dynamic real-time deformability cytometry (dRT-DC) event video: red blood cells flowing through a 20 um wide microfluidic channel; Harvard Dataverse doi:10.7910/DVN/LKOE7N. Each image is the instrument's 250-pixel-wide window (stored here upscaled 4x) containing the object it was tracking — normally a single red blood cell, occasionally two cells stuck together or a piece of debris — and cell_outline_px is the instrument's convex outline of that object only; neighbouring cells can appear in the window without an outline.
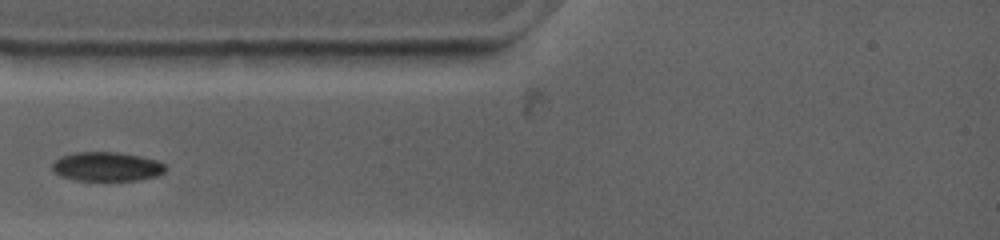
{"species": "common noctule bat (a hibernating species)", "species_latin": "Nyctalus noctula", "temperature_condition": "warm", "stored_images_in_passage": 40, "camera_frame_rate_fps": 4500, "um_per_image_px": 0.085, "animal": {"sex": "female", "body_mass_g": 19.0, "forearm_length_mm": 53.3}, "frame": {"image": 1, "passage_image": 1, "time_ms": 0.0, "image_size_px": [1000, 240], "cell_outline_px": [[164, 172], [156, 176], [136, 180], [76, 180], [60, 176], [52, 168], [52, 164], [60, 156], [72, 152], [120, 152], [140, 156], [156, 160], [164, 164]], "centroid_in_image_um": [9.05, 14.15], "position_along_channel_um": 76.0, "area_um2": 19.13}}
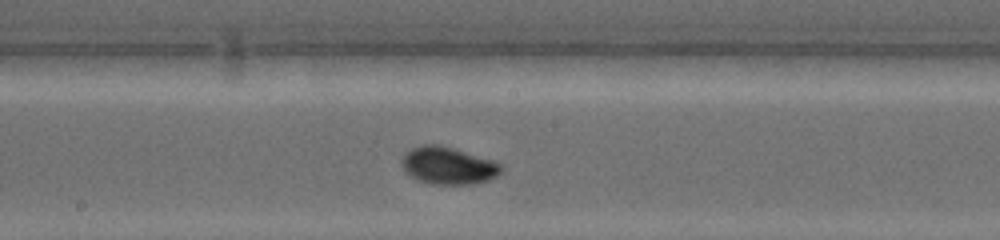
{"frame": {"image": 2, "passage_image": 23, "time_ms": 3.556, "image_size_px": [1000, 240], "cell_outline_px": [[500, 172], [496, 176], [488, 180], [472, 184], [432, 184], [416, 180], [404, 172], [400, 164], [400, 160], [404, 152], [420, 144], [440, 144], [500, 164]], "centroid_in_image_um": [37.96, 14.08], "position_along_channel_um": 210.2, "area_um2": 21.5}}
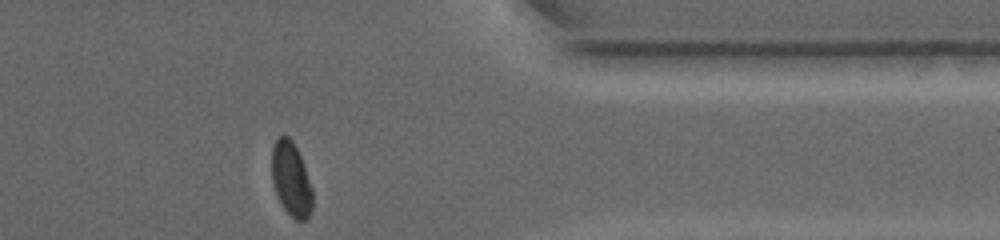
{"frame": {"image": 3, "passage_image": 40, "time_ms": 8.667, "image_size_px": [1000, 240], "cell_outline_px": [[312, 208], [308, 216], [304, 220], [296, 220], [284, 208], [276, 192], [272, 180], [272, 148], [276, 140], [280, 136], [288, 136], [292, 140], [300, 156], [312, 188]], "centroid_in_image_um": [24.74, 15.22], "position_along_channel_um": 386.7, "area_um2": 17.17}}